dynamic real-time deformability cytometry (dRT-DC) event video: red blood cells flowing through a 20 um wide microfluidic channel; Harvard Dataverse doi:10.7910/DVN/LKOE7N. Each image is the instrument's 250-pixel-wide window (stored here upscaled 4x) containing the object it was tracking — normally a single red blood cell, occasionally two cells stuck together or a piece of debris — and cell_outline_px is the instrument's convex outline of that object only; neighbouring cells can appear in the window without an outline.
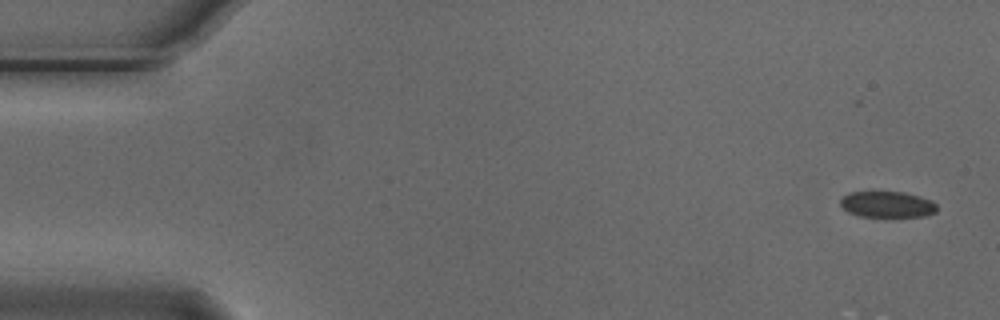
{"species": "Egyptian fruit bat (a non-hibernating species)", "species_latin": "Rousettus aegyptiacus", "temperature_condition": "cold", "stored_images_in_passage": 6, "segment_of_instrument_passage": [1, 2], "camera_frame_rate_fps": 3000, "um_per_image_px": 0.085, "animal": {"sex": "male"}, "frame": {"image": 1, "passage_image": 1, "time_ms": 0.0, "image_size_px": [1000, 320], "cell_outline_px": [[936, 212], [924, 216], [860, 216], [848, 212], [840, 204], [840, 196], [848, 192], [904, 192], [920, 196], [932, 200], [936, 204]], "centroid_in_image_um": [75.39, 17.36], "position_along_channel_um": 9.6, "area_um2": 14.68}}
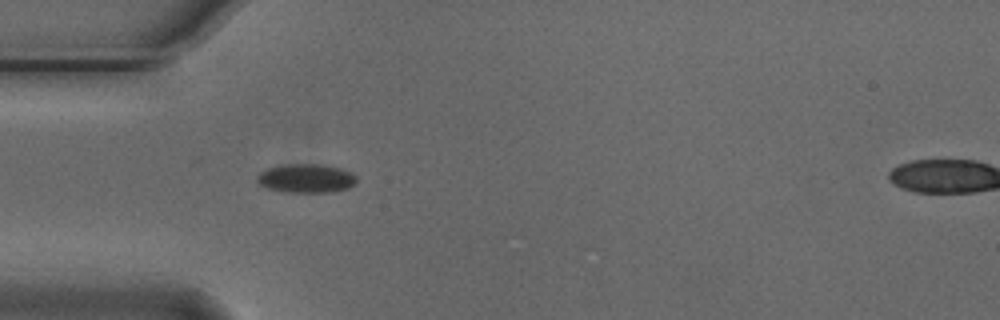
{"frame": {"image": 2, "passage_image": 5, "time_ms": 1.333, "image_size_px": [1000, 320], "cell_outline_px": [[356, 180], [348, 188], [332, 192], [280, 192], [268, 188], [260, 184], [256, 180], [256, 176], [260, 172], [268, 168], [284, 164], [320, 164], [340, 168], [352, 172], [356, 176]], "centroid_in_image_um": [26.0, 15.16], "position_along_channel_um": 59.0, "area_um2": 16.76}}